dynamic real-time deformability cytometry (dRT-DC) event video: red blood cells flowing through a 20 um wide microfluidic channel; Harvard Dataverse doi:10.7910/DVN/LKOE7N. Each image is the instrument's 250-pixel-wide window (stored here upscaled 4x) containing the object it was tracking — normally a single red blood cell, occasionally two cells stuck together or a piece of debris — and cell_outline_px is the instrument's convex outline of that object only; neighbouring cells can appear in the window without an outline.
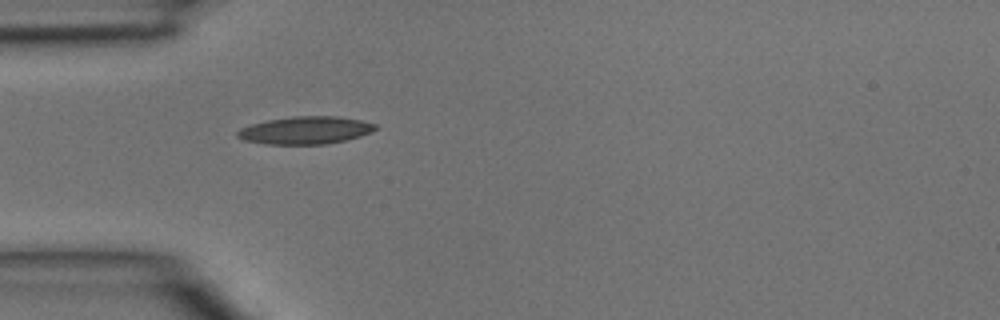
{"species": "common noctule bat (a hibernating species)", "species_latin": "Nyctalus noctula", "temperature_condition": "room temperature", "stored_images_in_passage": 1, "camera_frame_rate_fps": 3000, "um_per_image_px": 0.085, "animal": {"sex": "male", "body_mass_g": 15.6}, "frame": {"image": 1, "passage_image": 1, "time_ms": 0.0, "image_size_px": [1000, 320], "cell_outline_px": [[380, 128], [372, 132], [360, 136], [344, 140], [324, 144], [268, 144], [244, 140], [236, 136], [236, 132], [240, 128], [252, 124], [268, 120], [292, 116], [336, 116], [360, 120], [376, 124]], "centroid_in_image_um": [25.98, 11.07], "position_along_channel_um": 59.0, "area_um2": 22.14}}